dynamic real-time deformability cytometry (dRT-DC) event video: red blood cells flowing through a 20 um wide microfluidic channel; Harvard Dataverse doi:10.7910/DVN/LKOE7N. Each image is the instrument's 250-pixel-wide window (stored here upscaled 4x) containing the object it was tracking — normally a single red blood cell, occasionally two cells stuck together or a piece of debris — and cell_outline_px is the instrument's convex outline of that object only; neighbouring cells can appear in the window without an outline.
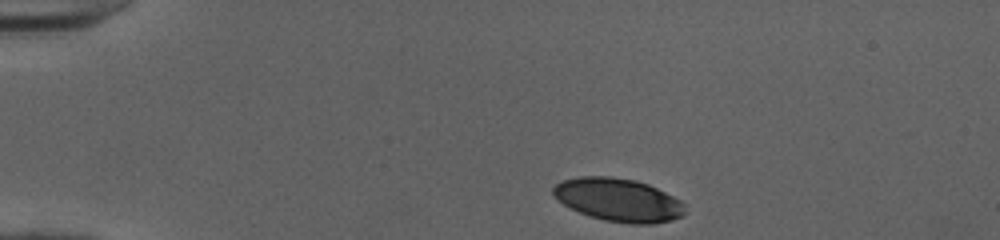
{"species": "human", "species_latin": "Homo sapiens", "temperature_condition": "cold", "stored_images_in_passage": 36, "camera_frame_rate_fps": 3000, "um_per_image_px": 0.085, "donor": {"sex": "female"}, "frame": {"image": 1, "passage_image": 1, "time_ms": 0.0, "image_size_px": [1000, 240], "cell_outline_px": [[684, 216], [672, 220], [652, 224], [632, 224], [604, 220], [588, 216], [564, 204], [552, 196], [552, 188], [556, 184], [564, 180], [580, 176], [612, 176], [636, 180], [648, 184], [680, 200], [684, 204]], "centroid_in_image_um": [52.56, 16.99], "position_along_channel_um": 32.4, "area_um2": 33.18}}
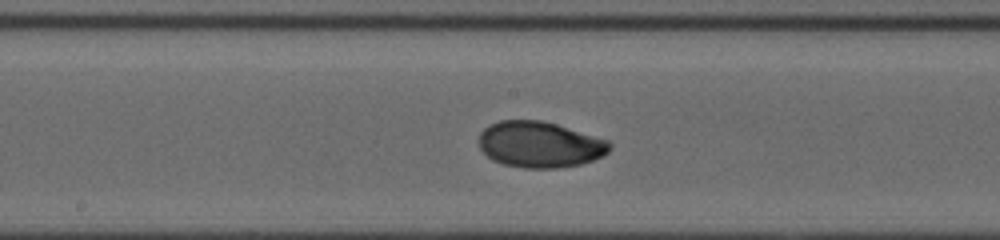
{"frame": {"image": 2, "passage_image": 19, "time_ms": 6.0, "image_size_px": [1000, 240], "cell_outline_px": [[612, 148], [604, 156], [580, 164], [556, 168], [524, 168], [504, 164], [492, 160], [480, 148], [480, 132], [488, 124], [500, 120], [540, 120], [556, 124], [608, 140], [612, 144]], "centroid_in_image_um": [45.89, 12.28], "position_along_channel_um": 202.3, "area_um2": 35.08}}
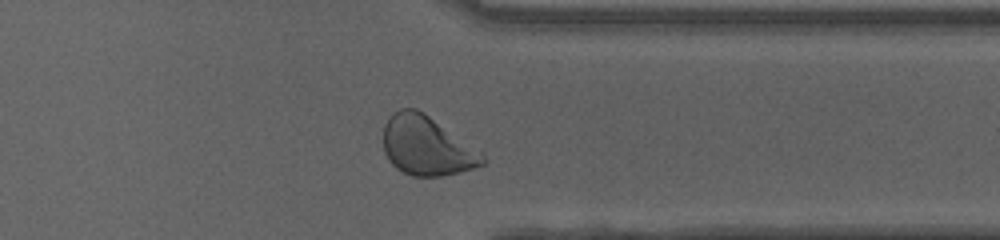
{"frame": {"image": 3, "passage_image": 32, "time_ms": 10.333, "image_size_px": [1000, 240], "cell_outline_px": [[488, 160], [484, 164], [460, 172], [440, 176], [412, 176], [396, 168], [388, 160], [384, 152], [384, 124], [388, 116], [392, 112], [400, 108], [416, 108], [484, 152]], "centroid_in_image_um": [36.28, 12.4], "position_along_channel_um": 375.1, "area_um2": 34.45}, "authors_computed_cell_mechanics": {"area_um2": 34.68, "velocity_mm_per_s": 4.009, "shape_relaxation_time_tau1_ms": 2.9831, "shape_relaxation_time_tau2_ms": 1.3671, "deformation_change_tau1": 0.1399, "deformation_change_tau2": 0.039}}